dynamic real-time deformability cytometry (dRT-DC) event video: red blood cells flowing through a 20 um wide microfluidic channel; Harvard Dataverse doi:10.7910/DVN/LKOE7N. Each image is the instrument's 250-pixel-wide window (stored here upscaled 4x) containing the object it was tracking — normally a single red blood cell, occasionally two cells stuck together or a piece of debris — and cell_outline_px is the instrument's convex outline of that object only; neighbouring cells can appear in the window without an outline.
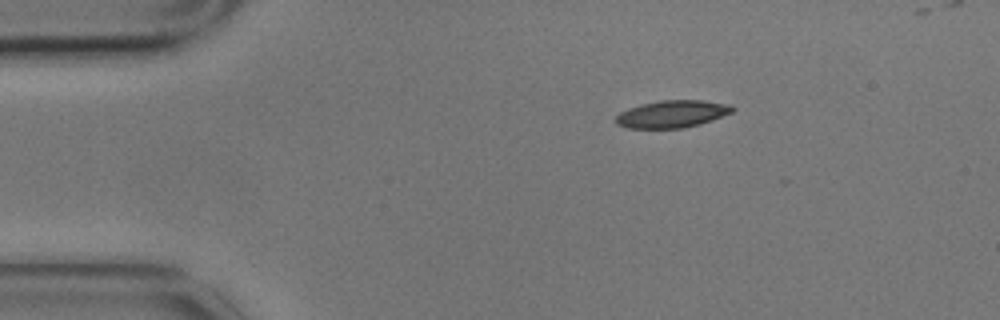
{"species": "common noctule bat (a hibernating species)", "species_latin": "Nyctalus noctula", "temperature_condition": "cold", "stored_images_in_passage": 2, "camera_frame_rate_fps": 3000, "um_per_image_px": 0.085, "animal": {"sex": "male", "body_mass_g": 17.9}, "frame": {"image": 1, "passage_image": 1, "time_ms": 0.0, "image_size_px": [1000, 320], "cell_outline_px": [[736, 108], [732, 112], [712, 120], [700, 124], [684, 128], [628, 128], [616, 124], [616, 116], [620, 112], [628, 108], [640, 104], [660, 100], [704, 100], [732, 104]], "centroid_in_image_um": [57.16, 9.68], "position_along_channel_um": 27.8, "area_um2": 18.73}}